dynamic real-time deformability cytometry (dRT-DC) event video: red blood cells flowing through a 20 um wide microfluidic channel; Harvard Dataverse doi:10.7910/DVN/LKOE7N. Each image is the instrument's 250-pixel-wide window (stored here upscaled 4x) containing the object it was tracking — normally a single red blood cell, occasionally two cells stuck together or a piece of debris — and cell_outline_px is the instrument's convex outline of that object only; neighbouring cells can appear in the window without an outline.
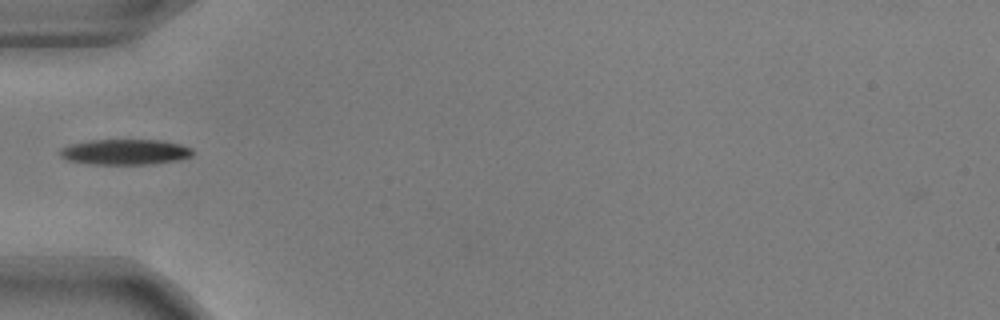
{"species": "common noctule bat (a hibernating species)", "species_latin": "Nyctalus noctula", "temperature_condition": "warm", "stored_images_in_passage": 37, "camera_frame_rate_fps": 3000, "um_per_image_px": 0.085, "animal": {"sex": "male", "body_mass_g": 17.9, "forearm_length_mm": 54.2}, "frame": {"image": 1, "passage_image": 1, "time_ms": 0.0, "image_size_px": [1000, 320], "cell_outline_px": [[192, 156], [180, 160], [152, 164], [92, 164], [64, 160], [56, 152], [60, 148], [68, 144], [88, 140], [160, 140], [180, 144], [192, 148]], "centroid_in_image_um": [10.57, 12.92], "position_along_channel_um": 74.4, "area_um2": 20.06}}
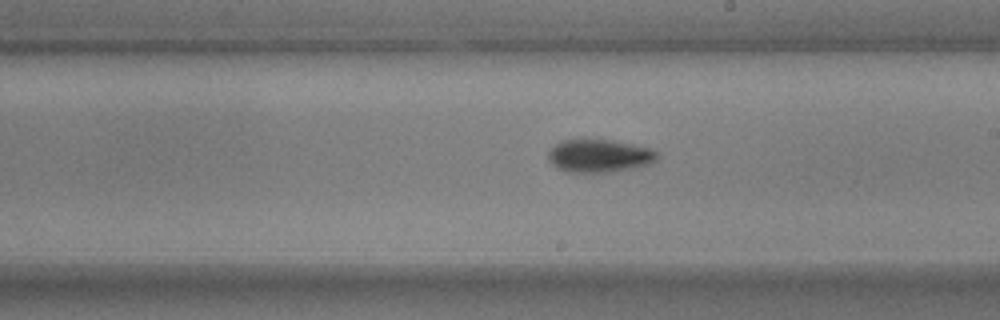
{"frame": {"image": 2, "passage_image": 14, "time_ms": 4.333, "image_size_px": [1000, 320], "cell_outline_px": [[660, 156], [656, 160], [648, 164], [632, 168], [608, 172], [568, 172], [552, 164], [548, 160], [548, 152], [560, 140], [612, 140], [632, 144], [648, 148], [656, 152]], "centroid_in_image_um": [50.93, 13.24], "position_along_channel_um": 238.1, "area_um2": 20.63}}
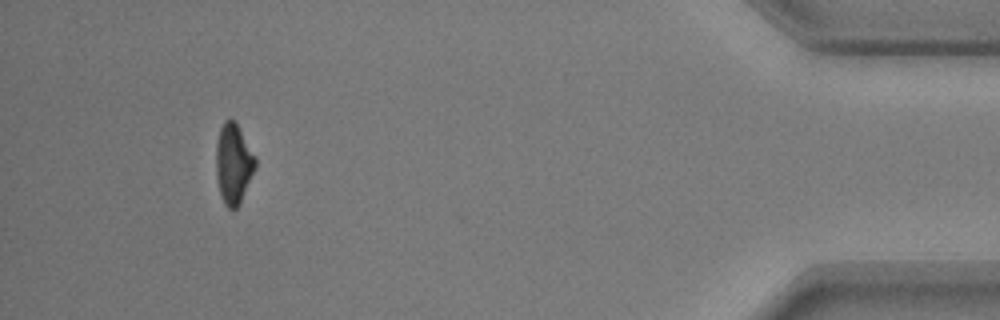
{"frame": {"image": 3, "passage_image": 33, "time_ms": 10.667, "image_size_px": [1000, 320], "cell_outline_px": [[256, 164], [240, 204], [236, 208], [228, 208], [224, 204], [220, 196], [216, 176], [216, 140], [220, 128], [224, 120], [236, 120], [256, 156]], "centroid_in_image_um": [19.83, 13.88], "position_along_channel_um": 415.4, "area_um2": 18.55}, "authors_computed_cell_mechanics": {"area_um2": 19.363, "velocity_mm_per_s": 3.7646, "shape_relaxation_time_tau1_ms": 3.7604, "shape_relaxation_time_tau2_ms": 7.0845, "deformation_change_tau1": 0.1697, "deformation_change_tau2": 0.1364}}